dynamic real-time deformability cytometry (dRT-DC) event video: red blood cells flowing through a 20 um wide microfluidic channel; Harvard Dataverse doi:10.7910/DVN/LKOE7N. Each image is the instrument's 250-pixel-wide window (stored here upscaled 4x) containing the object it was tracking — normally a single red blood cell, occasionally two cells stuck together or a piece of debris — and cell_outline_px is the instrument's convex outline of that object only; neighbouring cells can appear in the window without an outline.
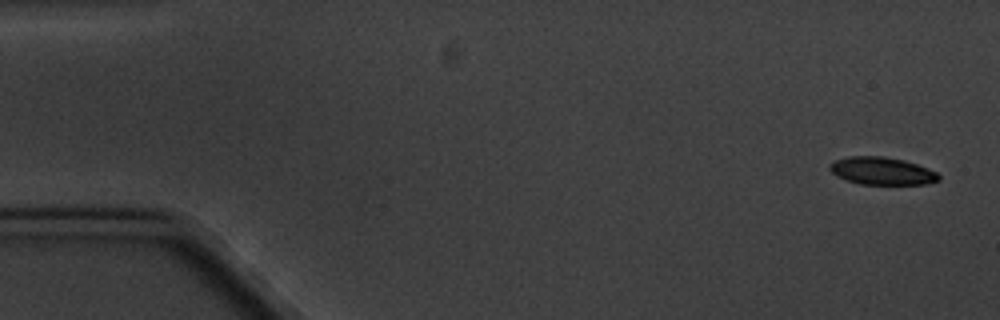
{"species": "common noctule bat (a hibernating species)", "species_latin": "Nyctalus noctula", "temperature_condition": "cold", "stored_images_in_passage": 4, "camera_frame_rate_fps": 3000, "um_per_image_px": 0.085, "animal": {"sex": "male", "body_mass_g": 20.1, "forearm_length_mm": 53.5}, "frame": {"image": 1, "passage_image": 1, "time_ms": 0.0, "image_size_px": [1000, 320], "cell_outline_px": [[940, 180], [924, 184], [860, 184], [836, 176], [828, 168], [836, 160], [848, 156], [880, 156], [904, 160], [928, 168], [936, 172], [940, 176]], "centroid_in_image_um": [74.97, 14.53], "position_along_channel_um": 10.0, "area_um2": 17.34}}